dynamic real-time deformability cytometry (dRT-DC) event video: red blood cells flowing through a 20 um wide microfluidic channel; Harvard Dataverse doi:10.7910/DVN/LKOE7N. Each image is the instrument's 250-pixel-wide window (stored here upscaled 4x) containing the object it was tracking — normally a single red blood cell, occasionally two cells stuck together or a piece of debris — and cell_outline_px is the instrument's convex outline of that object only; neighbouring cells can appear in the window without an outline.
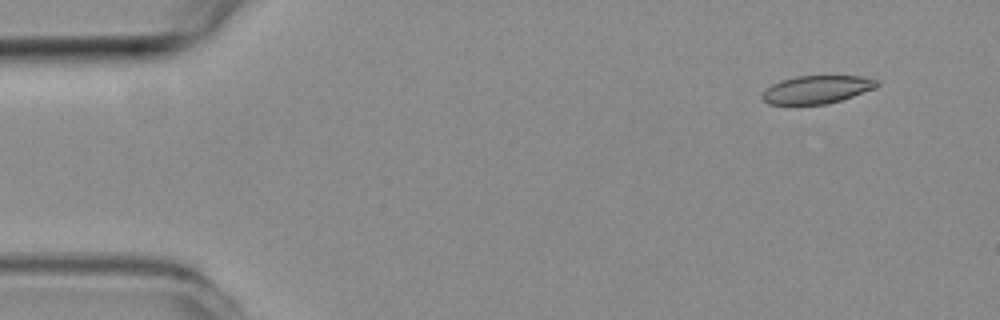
{"species": "common noctule bat (a hibernating species)", "species_latin": "Nyctalus noctula", "temperature_condition": "room temperature", "stored_images_in_passage": 13, "camera_frame_rate_fps": 3000, "um_per_image_px": 0.085, "animal": {"sex": "female", "body_mass_g": 19.3, "forearm_length_mm": 54.1}, "frame": {"image": 1, "passage_image": 1, "time_ms": 0.0, "image_size_px": [1000, 320], "cell_outline_px": [[880, 84], [876, 88], [828, 104], [768, 104], [760, 96], [772, 84], [780, 80], [796, 76], [860, 76], [880, 80]], "centroid_in_image_um": [69.46, 7.6], "position_along_channel_um": 15.5, "area_um2": 18.67}}
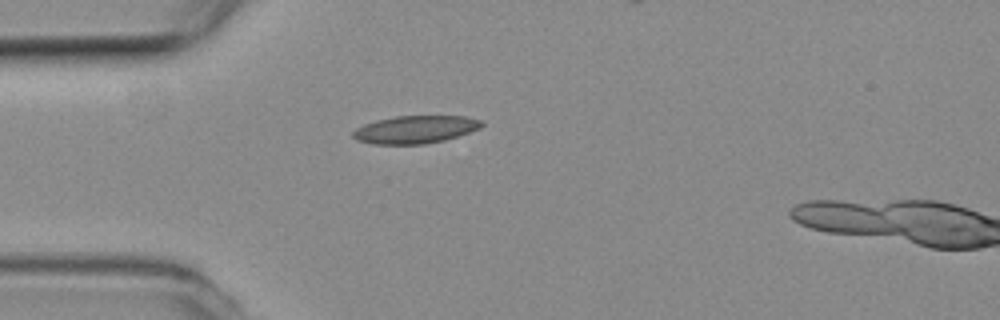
{"frame": {"image": 2, "passage_image": 11, "time_ms": 3.333, "image_size_px": [1000, 320], "cell_outline_px": [[484, 124], [480, 128], [444, 140], [424, 144], [372, 144], [356, 140], [352, 136], [352, 132], [356, 128], [364, 124], [376, 120], [396, 116], [464, 116], [480, 120]], "centroid_in_image_um": [35.25, 11.01], "position_along_channel_um": 49.7, "area_um2": 20.69}}